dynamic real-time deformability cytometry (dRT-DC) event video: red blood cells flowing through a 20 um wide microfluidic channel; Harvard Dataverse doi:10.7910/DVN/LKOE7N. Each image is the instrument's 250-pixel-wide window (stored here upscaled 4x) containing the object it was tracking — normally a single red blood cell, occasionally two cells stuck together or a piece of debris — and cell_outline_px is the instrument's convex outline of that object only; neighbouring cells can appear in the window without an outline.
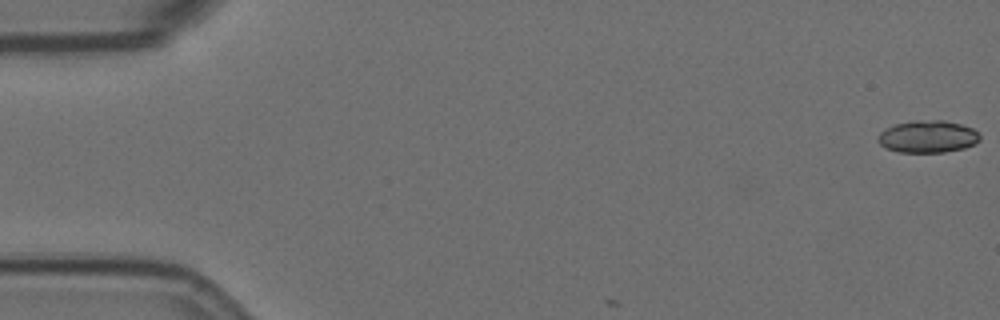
{"species": "Egyptian fruit bat (a non-hibernating species)", "species_latin": "Rousettus aegyptiacus", "temperature_condition": "room temperature", "stored_images_in_passage": 7, "camera_frame_rate_fps": 3000, "um_per_image_px": 0.085, "animal": {"sex": "female"}, "frame": {"image": 1, "passage_image": 1, "time_ms": 0.0, "image_size_px": [1000, 320], "cell_outline_px": [[980, 140], [976, 144], [964, 148], [944, 152], [896, 152], [884, 148], [876, 140], [880, 132], [896, 124], [912, 120], [944, 120], [960, 124], [972, 128], [980, 136]], "centroid_in_image_um": [78.84, 11.62], "position_along_channel_um": 6.2, "area_um2": 19.25}}